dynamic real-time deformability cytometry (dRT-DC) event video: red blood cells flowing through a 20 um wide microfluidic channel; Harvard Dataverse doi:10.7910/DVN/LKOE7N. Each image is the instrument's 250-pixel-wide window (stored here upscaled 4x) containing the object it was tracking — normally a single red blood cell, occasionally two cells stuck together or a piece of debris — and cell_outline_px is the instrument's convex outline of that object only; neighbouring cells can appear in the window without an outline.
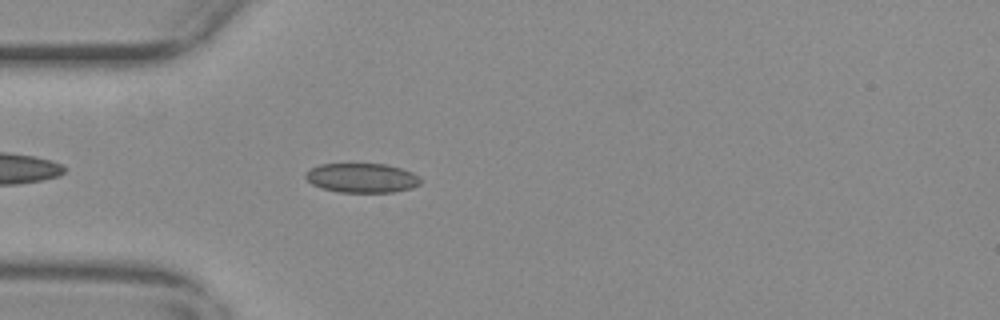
{"species": "common noctule bat (a hibernating species)", "species_latin": "Nyctalus noctula", "temperature_condition": "warm", "stored_images_in_passage": 43, "camera_frame_rate_fps": 3000, "um_per_image_px": 0.085, "animal": {"sex": "female", "body_mass_g": 29.2, "forearm_length_mm": 56.3}, "frame": {"image": 1, "passage_image": 4, "time_ms": 1.0, "image_size_px": [1000, 320], "cell_outline_px": [[420, 184], [412, 188], [392, 192], [340, 192], [324, 188], [312, 184], [304, 176], [304, 172], [320, 164], [384, 164], [400, 168], [412, 172], [420, 176]], "centroid_in_image_um": [30.77, 15.12], "position_along_channel_um": 54.2, "area_um2": 19.59}}
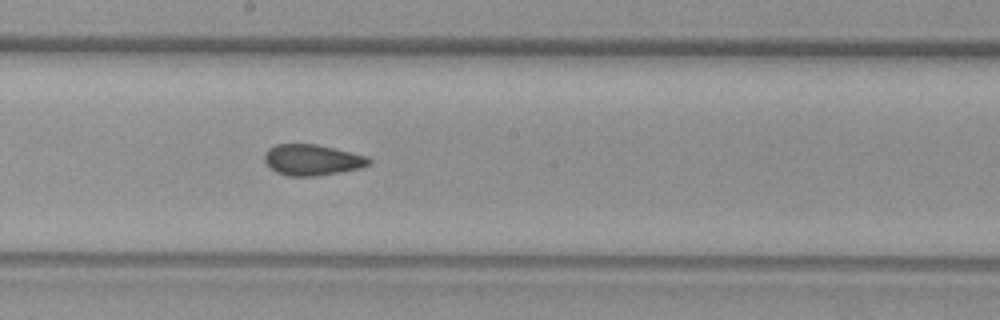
{"frame": {"image": 2, "passage_image": 18, "time_ms": 5.667, "image_size_px": [1000, 320], "cell_outline_px": [[372, 160], [368, 164], [360, 168], [340, 172], [316, 176], [288, 176], [276, 172], [264, 160], [264, 152], [268, 148], [276, 144], [316, 144], [368, 156]], "centroid_in_image_um": [26.52, 13.59], "position_along_channel_um": 221.7, "area_um2": 18.79}}
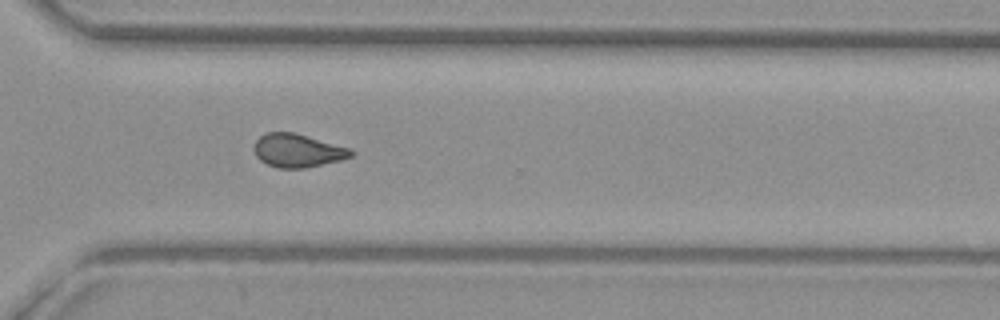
{"frame": {"image": 3, "passage_image": 28, "time_ms": 9.0, "image_size_px": [1000, 320], "cell_outline_px": [[356, 152], [352, 156], [340, 160], [304, 168], [276, 168], [260, 160], [256, 156], [252, 148], [256, 140], [260, 136], [268, 132], [296, 132], [352, 148]], "centroid_in_image_um": [25.31, 12.78], "position_along_channel_um": 345.3, "area_um2": 19.13}, "authors_computed_cell_mechanics": {"area_um2": 19.0162, "velocity_mm_per_s": 3.7171, "shape_relaxation_time_tau1_ms": null, "shape_relaxation_time_tau2_ms": 1.867, "deformation_change_tau1": null, "deformation_change_tau2": 0.0779}}